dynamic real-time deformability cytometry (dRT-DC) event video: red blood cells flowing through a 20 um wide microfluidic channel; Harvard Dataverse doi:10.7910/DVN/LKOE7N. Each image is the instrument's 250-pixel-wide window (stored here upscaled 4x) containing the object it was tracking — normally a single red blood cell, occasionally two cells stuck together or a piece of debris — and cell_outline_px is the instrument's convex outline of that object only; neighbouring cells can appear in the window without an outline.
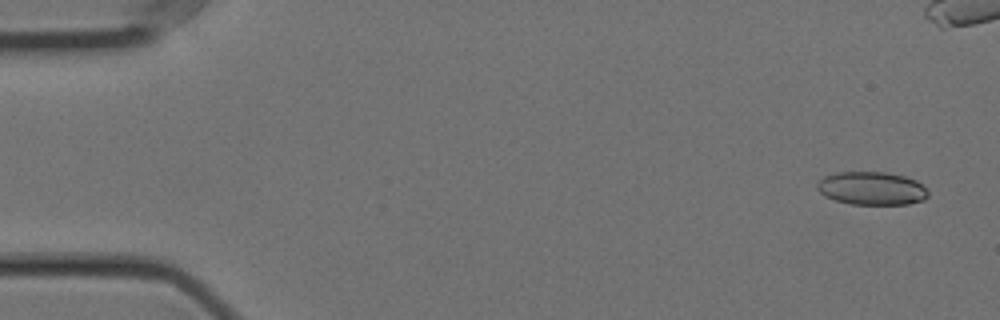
{"species": "Egyptian fruit bat (a non-hibernating species)", "species_latin": "Rousettus aegyptiacus", "temperature_condition": "cold", "stored_images_in_passage": 17, "camera_frame_rate_fps": 3000, "um_per_image_px": 0.085, "animal": {"sex": "female"}, "frame": {"image": 1, "passage_image": 3, "time_ms": 0.667, "image_size_px": [1000, 320], "cell_outline_px": [[928, 196], [924, 200], [908, 204], [852, 204], [836, 200], [824, 196], [816, 188], [816, 184], [824, 176], [836, 172], [888, 172], [904, 176], [916, 180], [928, 192]], "centroid_in_image_um": [74.08, 16.0], "position_along_channel_um": 10.9, "area_um2": 21.44}}